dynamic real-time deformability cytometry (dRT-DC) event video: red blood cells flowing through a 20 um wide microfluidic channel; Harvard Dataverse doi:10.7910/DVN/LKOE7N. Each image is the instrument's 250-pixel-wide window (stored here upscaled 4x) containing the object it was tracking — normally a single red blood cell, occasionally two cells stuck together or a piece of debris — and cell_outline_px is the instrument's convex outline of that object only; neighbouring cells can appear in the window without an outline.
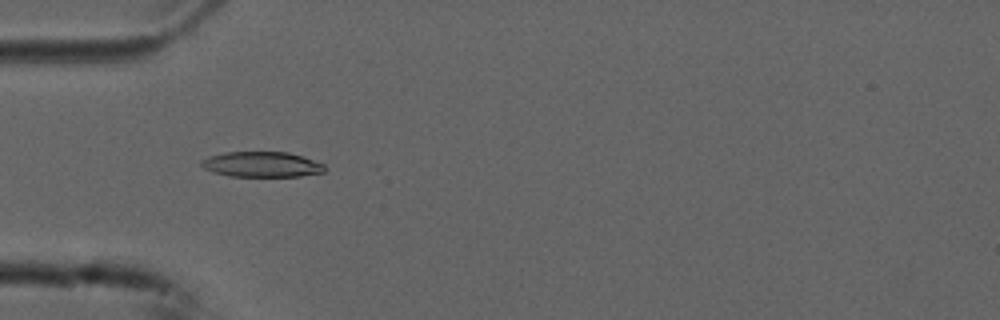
{"species": "common noctule bat (a hibernating species)", "species_latin": "Nyctalus noctula", "temperature_condition": "cold", "stored_images_in_passage": 5, "camera_frame_rate_fps": 3000, "um_per_image_px": 0.085, "animal": {"sex": "male", "forearm_length_mm": 52.5}, "frame": {"image": 1, "passage_image": 5, "time_ms": 1.333, "image_size_px": [1000, 320], "cell_outline_px": [[324, 172], [300, 176], [228, 176], [212, 172], [204, 168], [200, 164], [200, 160], [208, 156], [224, 152], [288, 152], [304, 156], [324, 164]], "centroid_in_image_um": [22.22, 13.97], "position_along_channel_um": 62.8, "area_um2": 18.32}}